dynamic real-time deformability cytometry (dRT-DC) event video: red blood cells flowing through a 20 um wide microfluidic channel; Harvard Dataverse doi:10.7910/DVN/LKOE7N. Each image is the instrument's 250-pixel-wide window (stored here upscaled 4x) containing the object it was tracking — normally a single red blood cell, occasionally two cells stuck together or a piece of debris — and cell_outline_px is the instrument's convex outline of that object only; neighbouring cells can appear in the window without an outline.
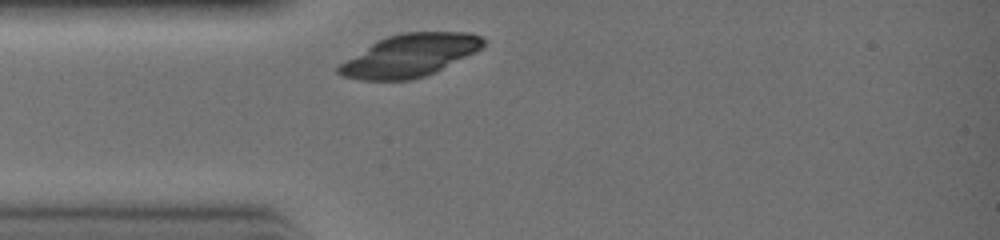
{"species": "common noctule bat (a hibernating species)", "species_latin": "Nyctalus noctula", "temperature_condition": "warm", "stored_images_in_passage": 10, "camera_frame_rate_fps": 3000, "um_per_image_px": 0.085, "animal": {"sex": "female", "body_mass_g": 19.0, "forearm_length_mm": 51.5}, "frame": {"image": 1, "passage_image": 1, "time_ms": 0.0, "image_size_px": [1000, 240], "cell_outline_px": [[484, 44], [476, 52], [424, 76], [412, 80], [360, 80], [340, 76], [336, 72], [336, 68], [340, 64], [376, 40], [388, 36], [404, 32], [468, 32], [480, 36], [484, 40]], "centroid_in_image_um": [34.79, 4.72], "position_along_channel_um": 50.2, "area_um2": 35.55}}